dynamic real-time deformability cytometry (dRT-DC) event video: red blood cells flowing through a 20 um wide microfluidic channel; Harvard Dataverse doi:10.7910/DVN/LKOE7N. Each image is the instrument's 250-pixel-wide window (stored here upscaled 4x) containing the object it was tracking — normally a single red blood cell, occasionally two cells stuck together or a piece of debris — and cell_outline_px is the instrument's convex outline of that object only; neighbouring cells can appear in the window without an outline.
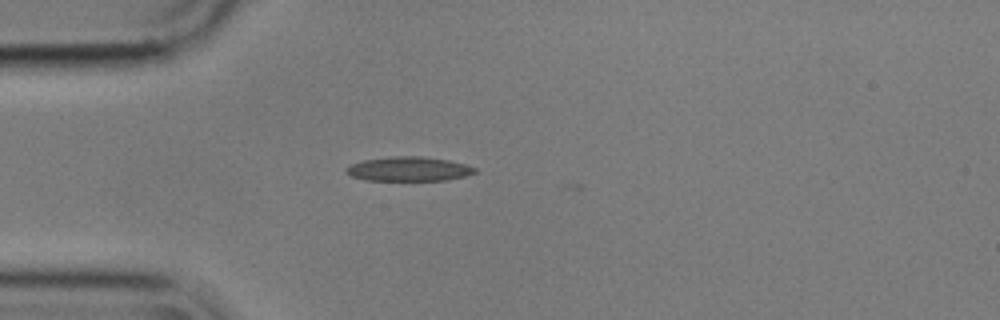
{"species": "common noctule bat (a hibernating species)", "species_latin": "Nyctalus noctula", "temperature_condition": "cold", "stored_images_in_passage": 34, "camera_frame_rate_fps": 3000, "um_per_image_px": 0.085, "animal": {"sex": "male", "body_mass_g": 17.9}, "frame": {"image": 1, "passage_image": 1, "time_ms": 0.0, "image_size_px": [1000, 320], "cell_outline_px": [[480, 172], [464, 176], [444, 180], [364, 180], [352, 176], [344, 172], [344, 168], [352, 164], [364, 160], [392, 156], [420, 156], [448, 160], [464, 164], [476, 168]], "centroid_in_image_um": [34.73, 14.36], "position_along_channel_um": 50.3, "area_um2": 18.21}}
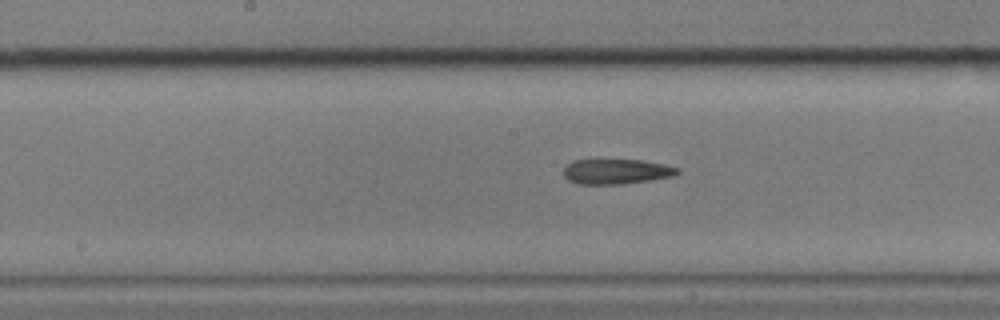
{"frame": {"image": 2, "passage_image": 14, "time_ms": 4.333, "image_size_px": [1000, 320], "cell_outline_px": [[680, 172], [672, 176], [652, 180], [624, 184], [576, 184], [568, 180], [564, 176], [564, 168], [572, 160], [640, 160], [664, 164], [680, 168]], "centroid_in_image_um": [52.39, 14.59], "position_along_channel_um": 195.8, "area_um2": 16.7}}
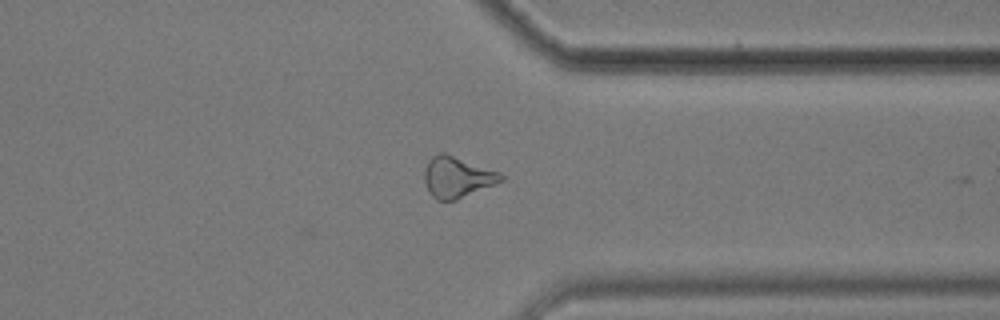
{"frame": {"image": 3, "passage_image": 29, "time_ms": 9.333, "image_size_px": [1000, 320], "cell_outline_px": [[504, 180], [456, 200], [436, 200], [428, 192], [424, 180], [424, 168], [428, 160], [432, 156], [440, 152], [444, 152], [500, 172], [504, 176]], "centroid_in_image_um": [38.83, 15.05], "position_along_channel_um": 372.6, "area_um2": 18.32}}